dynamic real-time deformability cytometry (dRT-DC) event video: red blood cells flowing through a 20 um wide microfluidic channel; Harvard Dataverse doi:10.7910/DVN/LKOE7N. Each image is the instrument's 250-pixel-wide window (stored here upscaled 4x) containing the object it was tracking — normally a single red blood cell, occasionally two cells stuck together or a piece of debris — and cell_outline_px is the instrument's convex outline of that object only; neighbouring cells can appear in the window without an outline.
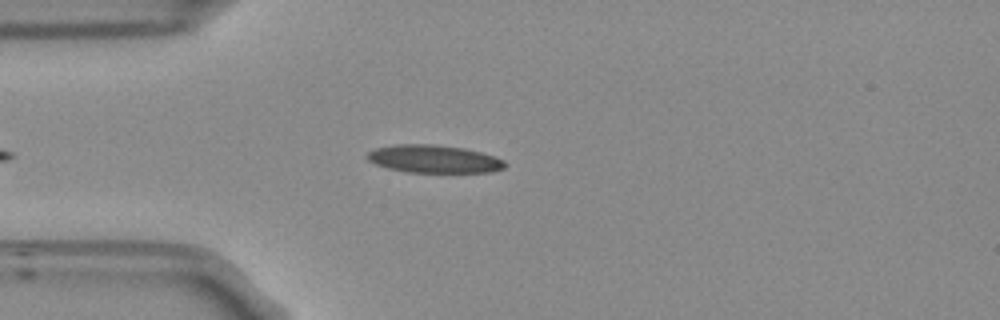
{"species": "Egyptian fruit bat (a non-hibernating species)", "species_latin": "Rousettus aegyptiacus", "temperature_condition": "room temperature", "stored_images_in_passage": 43, "camera_frame_rate_fps": 3000, "um_per_image_px": 0.085, "frame": {"image": 1, "passage_image": 6, "time_ms": 1.667, "image_size_px": [1000, 320], "cell_outline_px": [[508, 164], [504, 168], [492, 172], [408, 172], [388, 168], [376, 164], [368, 160], [364, 156], [368, 152], [376, 148], [392, 144], [436, 144], [464, 148], [496, 156], [504, 160]], "centroid_in_image_um": [36.89, 13.5], "position_along_channel_um": 48.1, "area_um2": 22.54}}
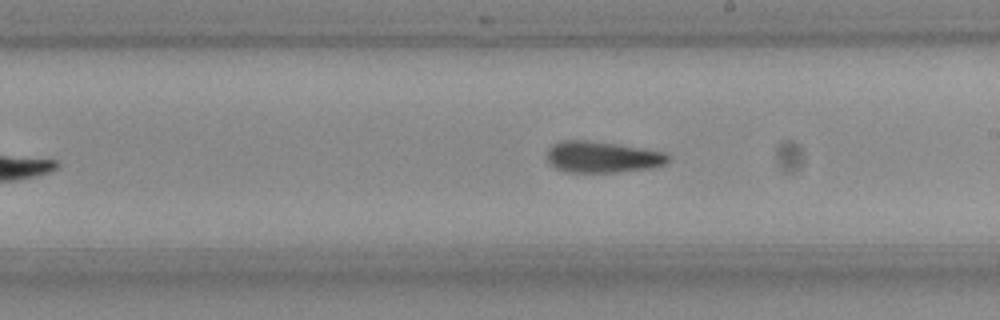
{"frame": {"image": 2, "passage_image": 22, "time_ms": 7.0, "image_size_px": [1000, 320], "cell_outline_px": [[668, 160], [664, 164], [652, 168], [616, 172], [568, 172], [556, 168], [548, 160], [548, 148], [552, 144], [560, 140], [588, 140], [616, 144], [664, 152], [668, 156]], "centroid_in_image_um": [51.17, 13.34], "position_along_channel_um": 237.8, "area_um2": 21.91}}
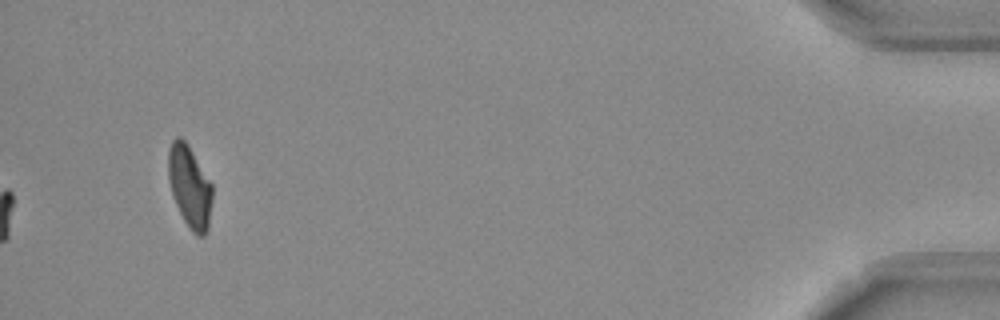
{"frame": {"image": 3, "passage_image": 43, "time_ms": 14.0, "image_size_px": [1000, 320], "cell_outline_px": [[212, 200], [208, 228], [204, 236], [196, 236], [188, 228], [172, 196], [168, 180], [168, 148], [172, 140], [176, 136], [180, 136], [188, 144], [212, 184]], "centroid_in_image_um": [16.11, 15.85], "position_along_channel_um": 419.1, "area_um2": 21.27}, "authors_computed_cell_mechanics": {"area_um2": 21.7906, "velocity_mm_per_s": 3.7397, "shape_relaxation_time_tau1_ms": null, "shape_relaxation_time_tau2_ms": 3.4877, "deformation_change_tau1": null, "deformation_change_tau2": 0.1205}}